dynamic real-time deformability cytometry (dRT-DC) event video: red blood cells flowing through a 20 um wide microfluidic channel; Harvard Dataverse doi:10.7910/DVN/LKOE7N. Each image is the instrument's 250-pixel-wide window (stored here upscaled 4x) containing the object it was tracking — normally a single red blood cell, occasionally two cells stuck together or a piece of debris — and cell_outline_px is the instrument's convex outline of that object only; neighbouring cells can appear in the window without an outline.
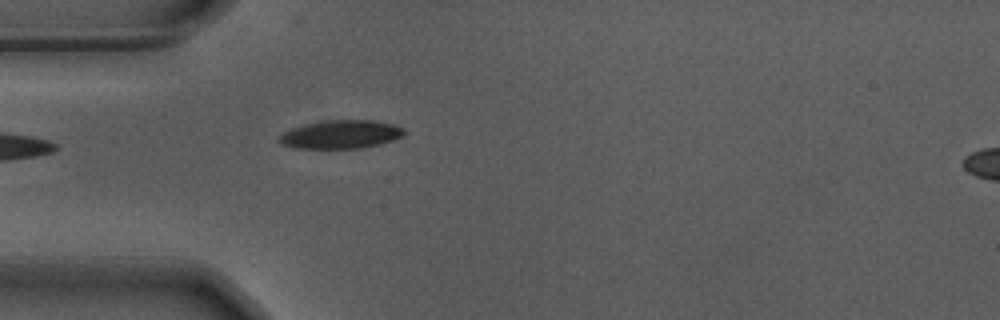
{"species": "Egyptian fruit bat (a non-hibernating species)", "species_latin": "Rousettus aegyptiacus", "temperature_condition": "warm", "stored_images_in_passage": 23, "camera_frame_rate_fps": 3000, "um_per_image_px": 0.085, "animal": {"sex": "male"}, "frame": {"image": 1, "passage_image": 1, "time_ms": 0.0, "image_size_px": [1000, 320], "cell_outline_px": [[404, 132], [400, 136], [392, 140], [360, 148], [296, 148], [284, 144], [276, 140], [276, 136], [292, 128], [304, 124], [324, 120], [372, 120], [392, 124], [400, 128]], "centroid_in_image_um": [28.87, 11.41], "position_along_channel_um": 56.1, "area_um2": 20.35}}
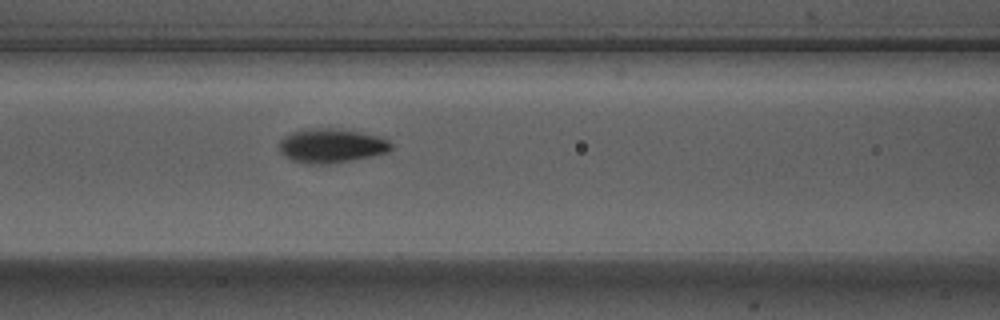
{"frame": {"image": 2, "passage_image": 8, "time_ms": 2.333, "image_size_px": [1000, 320], "cell_outline_px": [[392, 148], [388, 152], [372, 156], [352, 160], [328, 164], [308, 164], [292, 160], [284, 156], [280, 152], [280, 140], [284, 136], [292, 132], [308, 128], [328, 128], [360, 132], [380, 136], [388, 140], [392, 144]], "centroid_in_image_um": [28.17, 12.39], "position_along_channel_um": 138.4, "area_um2": 22.31}}
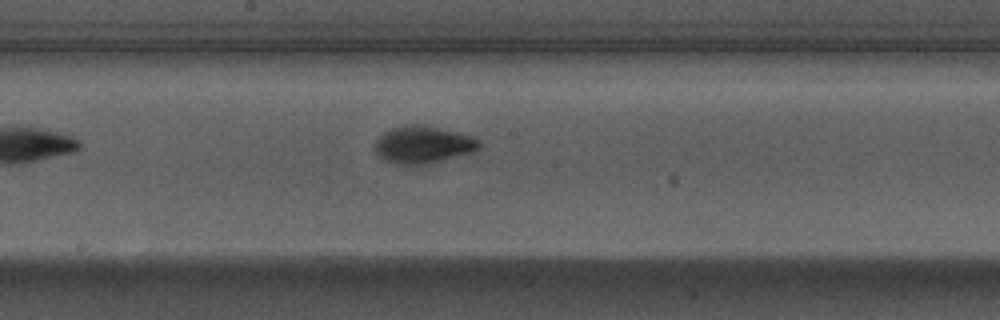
{"frame": {"image": 3, "passage_image": 14, "time_ms": 4.333, "image_size_px": [1000, 320], "cell_outline_px": [[480, 148], [472, 152], [428, 164], [396, 164], [384, 160], [376, 152], [376, 140], [384, 132], [392, 128], [404, 124], [424, 124], [476, 136], [480, 140]], "centroid_in_image_um": [36.0, 12.27], "position_along_channel_um": 212.2, "area_um2": 22.83}}